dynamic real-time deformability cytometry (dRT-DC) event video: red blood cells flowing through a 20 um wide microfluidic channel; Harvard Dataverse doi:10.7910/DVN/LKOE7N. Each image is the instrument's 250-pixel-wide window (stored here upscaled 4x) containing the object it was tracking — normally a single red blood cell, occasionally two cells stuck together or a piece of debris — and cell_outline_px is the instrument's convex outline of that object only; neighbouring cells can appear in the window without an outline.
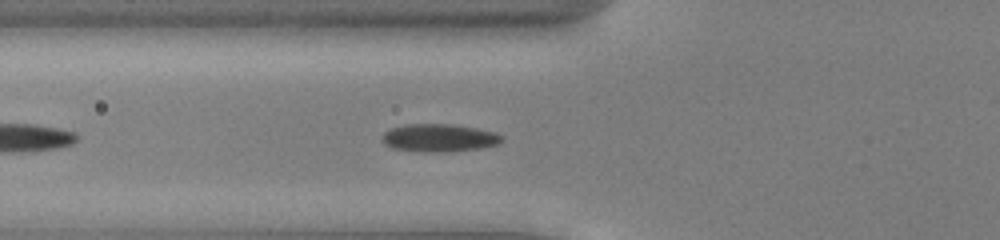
{"species": "common noctule bat (a hibernating species)", "species_latin": "Nyctalus noctula", "temperature_condition": "cold", "stored_images_in_passage": 37, "camera_frame_rate_fps": 3000, "um_per_image_px": 0.085, "animal": {"sex": "male", "body_mass_g": 13.0, "forearm_length_mm": 53.1}, "frame": {"image": 1, "passage_image": 6, "time_ms": 1.667, "image_size_px": [1000, 240], "cell_outline_px": [[504, 140], [500, 144], [480, 148], [444, 152], [428, 152], [392, 148], [384, 144], [380, 140], [384, 132], [392, 128], [404, 124], [452, 124], [476, 128], [496, 132], [504, 136]], "centroid_in_image_um": [37.35, 11.71], "position_along_channel_um": 88.5, "area_um2": 19.59}}
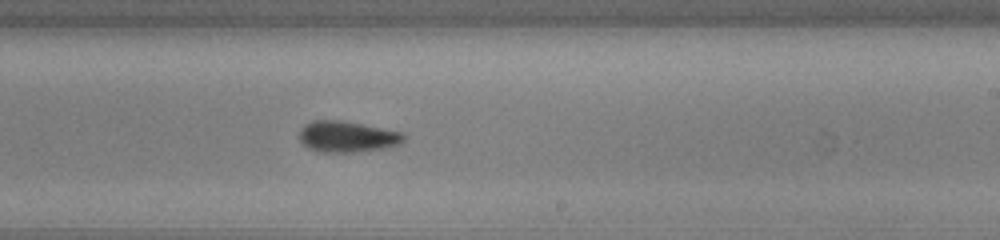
{"frame": {"image": 2, "passage_image": 19, "time_ms": 6.0, "image_size_px": [1000, 240], "cell_outline_px": [[408, 136], [400, 144], [384, 148], [352, 152], [324, 152], [308, 148], [300, 140], [300, 128], [304, 124], [312, 120], [340, 120], [404, 132]], "centroid_in_image_um": [29.53, 11.6], "position_along_channel_um": 259.5, "area_um2": 18.96}}
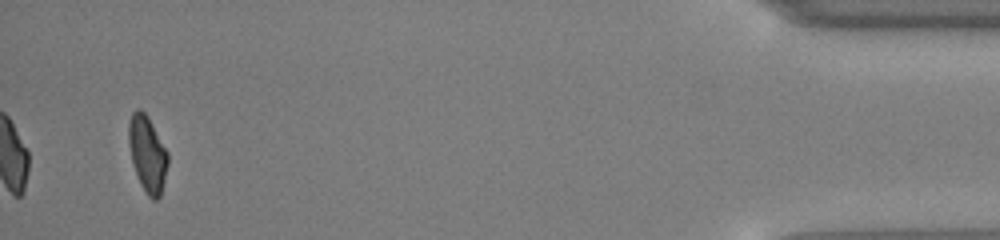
{"frame": {"image": 3, "passage_image": 37, "time_ms": 12.0, "image_size_px": [1000, 240], "cell_outline_px": [[168, 164], [160, 196], [156, 200], [152, 200], [148, 196], [140, 184], [132, 164], [128, 144], [128, 124], [132, 112], [136, 108], [140, 108], [148, 116], [168, 152]], "centroid_in_image_um": [12.51, 13.06], "position_along_channel_um": 422.7, "area_um2": 17.57}, "authors_computed_cell_mechanics": {"area_um2": 18.6116, "velocity_mm_per_s": 3.9494, "shape_relaxation_time_tau1_ms": 2.081, "shape_relaxation_time_tau2_ms": 3.5145, "deformation_change_tau1": 0.0833, "deformation_change_tau2": 0.0806}}